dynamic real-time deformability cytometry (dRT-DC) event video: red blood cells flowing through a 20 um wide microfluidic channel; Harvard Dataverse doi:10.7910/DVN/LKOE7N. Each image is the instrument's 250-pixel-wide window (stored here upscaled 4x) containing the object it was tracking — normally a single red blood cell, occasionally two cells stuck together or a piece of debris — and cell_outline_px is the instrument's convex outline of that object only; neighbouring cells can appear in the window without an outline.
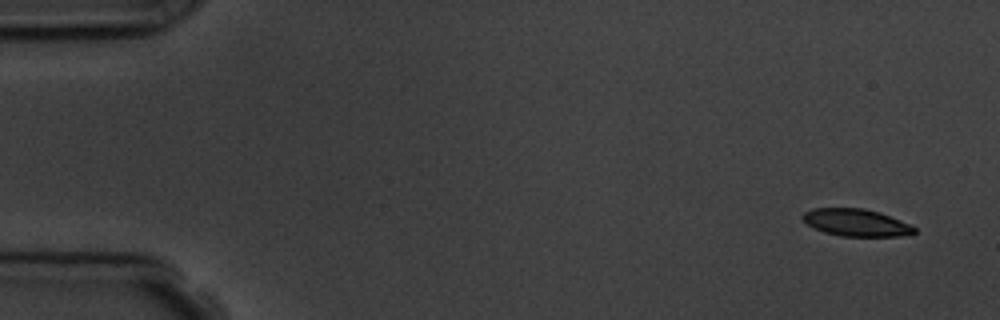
{"species": "common noctule bat (a hibernating species)", "species_latin": "Nyctalus noctula", "temperature_condition": "room temperature", "stored_images_in_passage": 4, "camera_frame_rate_fps": 3000, "um_per_image_px": 0.085, "animal": {"sex": "male", "body_mass_g": 19.5, "forearm_length_mm": 54.6}, "frame": {"image": 1, "passage_image": 1, "time_ms": 0.0, "image_size_px": [1000, 320], "cell_outline_px": [[916, 232], [900, 236], [840, 236], [824, 232], [808, 224], [800, 216], [804, 212], [812, 208], [864, 208], [880, 212], [908, 224], [916, 228]], "centroid_in_image_um": [72.75, 18.91], "position_along_channel_um": 12.3, "area_um2": 17.57}}